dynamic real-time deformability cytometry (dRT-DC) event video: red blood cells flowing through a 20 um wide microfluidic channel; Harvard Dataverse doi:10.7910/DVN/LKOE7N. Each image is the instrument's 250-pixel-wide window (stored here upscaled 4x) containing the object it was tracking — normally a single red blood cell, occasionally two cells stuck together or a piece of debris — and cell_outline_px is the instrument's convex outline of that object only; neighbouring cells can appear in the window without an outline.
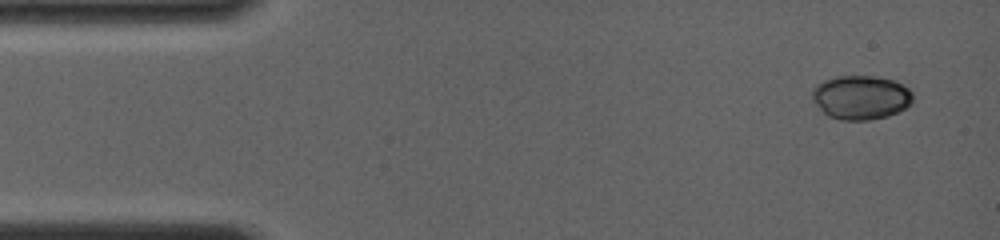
{"species": "common noctule bat (a hibernating species)", "species_latin": "Nyctalus noctula", "temperature_condition": "room temperature", "stored_images_in_passage": 7, "camera_frame_rate_fps": 4000, "um_per_image_px": 0.085, "animal": {"sex": "female", "body_mass_g": 19.0, "forearm_length_mm": 56.7}, "frame": {"image": 1, "passage_image": 1, "time_ms": 0.0, "image_size_px": [1000, 240], "cell_outline_px": [[912, 104], [888, 116], [868, 120], [840, 120], [828, 116], [812, 100], [812, 88], [816, 84], [824, 80], [840, 76], [868, 76], [892, 80], [908, 88], [912, 92]], "centroid_in_image_um": [73.15, 8.29], "position_along_channel_um": 11.9, "area_um2": 25.66}}
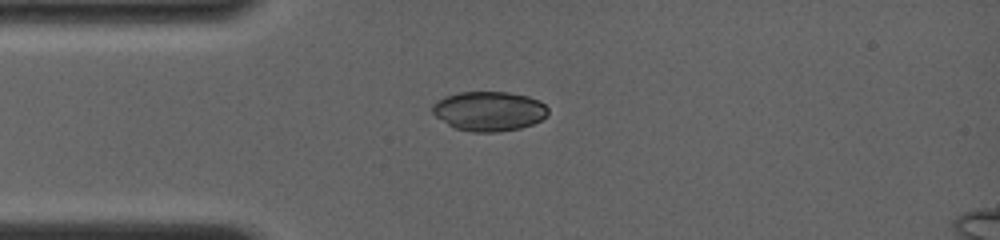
{"frame": {"image": 2, "passage_image": 6, "time_ms": 3.0, "image_size_px": [1000, 240], "cell_outline_px": [[548, 116], [532, 124], [520, 128], [496, 132], [472, 132], [456, 128], [448, 124], [436, 116], [432, 112], [432, 104], [436, 100], [444, 96], [460, 92], [508, 92], [528, 96], [544, 104], [548, 108]], "centroid_in_image_um": [41.55, 9.44], "position_along_channel_um": 43.4, "area_um2": 26.65}}